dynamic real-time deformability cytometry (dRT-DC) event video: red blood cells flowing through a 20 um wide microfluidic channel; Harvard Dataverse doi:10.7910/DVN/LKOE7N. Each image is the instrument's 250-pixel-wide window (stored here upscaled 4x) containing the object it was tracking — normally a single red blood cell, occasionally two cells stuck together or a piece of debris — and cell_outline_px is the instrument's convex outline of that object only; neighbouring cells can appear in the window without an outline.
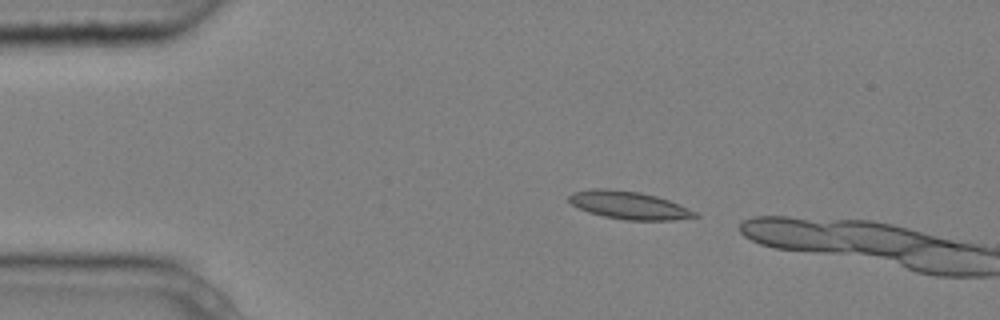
{"species": "common noctule bat (a hibernating species)", "species_latin": "Nyctalus noctula", "temperature_condition": "cold", "stored_images_in_passage": 2, "camera_frame_rate_fps": 3000, "um_per_image_px": 0.085, "animal": {"sex": "male", "body_mass_g": 20.4}, "frame": {"image": 1, "passage_image": 1, "time_ms": 0.0, "image_size_px": [1000, 320], "cell_outline_px": [[700, 216], [672, 220], [624, 220], [604, 216], [588, 212], [572, 204], [568, 200], [568, 196], [572, 192], [592, 188], [608, 188], [640, 192], [656, 196], [680, 204], [696, 212]], "centroid_in_image_um": [53.44, 17.43], "position_along_channel_um": 31.6, "area_um2": 20.46}}